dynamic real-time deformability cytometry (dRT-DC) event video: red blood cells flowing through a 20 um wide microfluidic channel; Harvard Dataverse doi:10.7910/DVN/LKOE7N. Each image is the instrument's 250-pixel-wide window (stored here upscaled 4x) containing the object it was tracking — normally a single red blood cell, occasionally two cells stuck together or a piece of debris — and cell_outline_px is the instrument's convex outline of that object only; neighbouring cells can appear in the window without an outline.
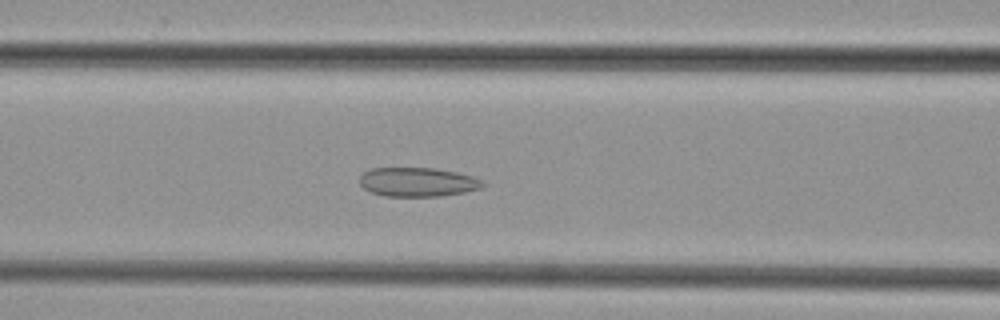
{"species": "common noctule bat (a hibernating species)", "species_latin": "Nyctalus noctula", "temperature_condition": "cold", "stored_images_in_passage": 42, "camera_frame_rate_fps": 3000, "um_per_image_px": 0.085, "animal": {"sex": "female", "body_mass_g": 29.2, "forearm_length_mm": 56.3}, "frame": {"image": 1, "passage_image": 14, "time_ms": 4.333, "image_size_px": [1000, 320], "cell_outline_px": [[484, 184], [480, 188], [464, 192], [440, 196], [384, 196], [372, 192], [364, 188], [360, 184], [360, 176], [364, 172], [372, 168], [432, 168], [456, 172], [472, 176], [484, 180]], "centroid_in_image_um": [35.5, 15.47], "position_along_channel_um": 131.1, "area_um2": 20.75}}
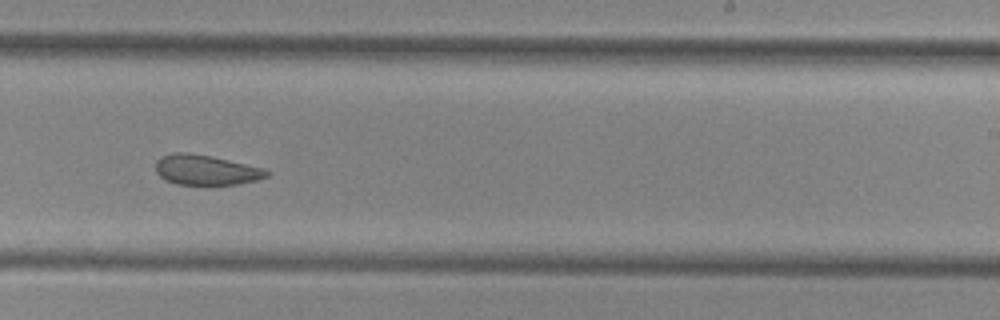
{"frame": {"image": 2, "passage_image": 24, "time_ms": 7.667, "image_size_px": [1000, 320], "cell_outline_px": [[272, 172], [268, 176], [256, 180], [236, 184], [176, 184], [164, 180], [156, 172], [156, 160], [160, 156], [172, 152], [188, 152], [208, 156], [264, 168]], "centroid_in_image_um": [17.47, 14.44], "position_along_channel_um": 271.5, "area_um2": 19.36}}
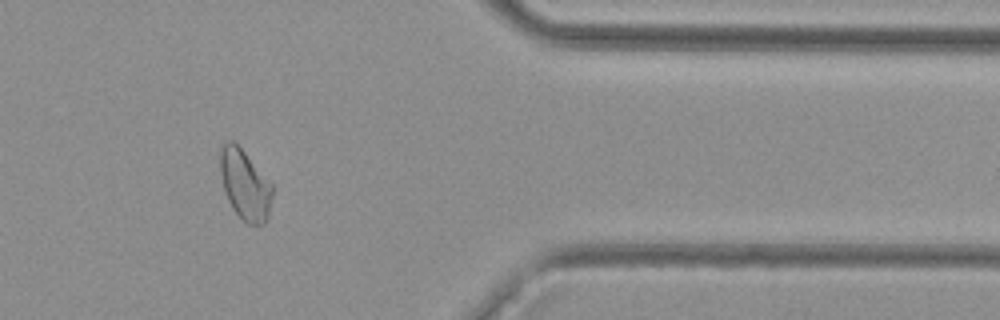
{"frame": {"image": 3, "passage_image": 34, "time_ms": 11.0, "image_size_px": [1000, 320], "cell_outline_px": [[272, 196], [268, 216], [264, 224], [248, 224], [232, 208], [228, 200], [224, 188], [220, 172], [220, 148], [228, 140], [232, 140], [244, 152], [272, 184]], "centroid_in_image_um": [20.81, 15.7], "position_along_channel_um": 390.6, "area_um2": 20.87}}